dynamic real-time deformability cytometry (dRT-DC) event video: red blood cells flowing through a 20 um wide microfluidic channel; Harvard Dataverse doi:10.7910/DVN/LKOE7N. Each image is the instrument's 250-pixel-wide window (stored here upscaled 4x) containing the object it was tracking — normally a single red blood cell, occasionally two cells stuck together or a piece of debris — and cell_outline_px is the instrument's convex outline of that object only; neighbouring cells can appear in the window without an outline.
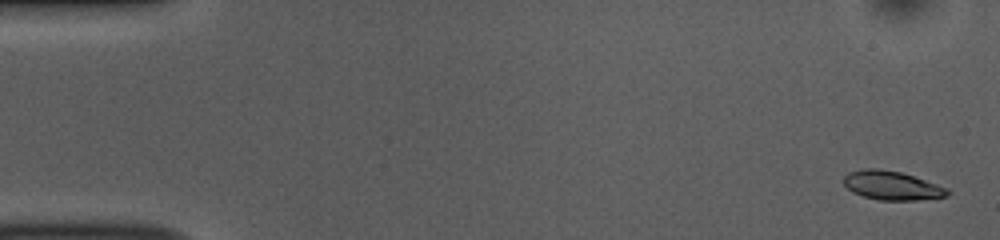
{"species": "common noctule bat (a hibernating species)", "species_latin": "Nyctalus noctula", "temperature_condition": "room temperature", "stored_images_in_passage": 53, "camera_frame_rate_fps": 3000, "um_per_image_px": 0.085, "animal": {"sex": "female", "body_mass_g": 10.0, "forearm_length_mm": 53.1}, "frame": {"image": 1, "passage_image": 2, "time_ms": 0.333, "image_size_px": [1000, 240], "cell_outline_px": [[952, 192], [944, 196], [916, 200], [880, 200], [864, 196], [852, 192], [844, 184], [844, 176], [848, 172], [864, 168], [876, 168], [900, 172], [948, 188]], "centroid_in_image_um": [75.78, 15.76], "position_along_channel_um": 9.2, "area_um2": 17.22}}
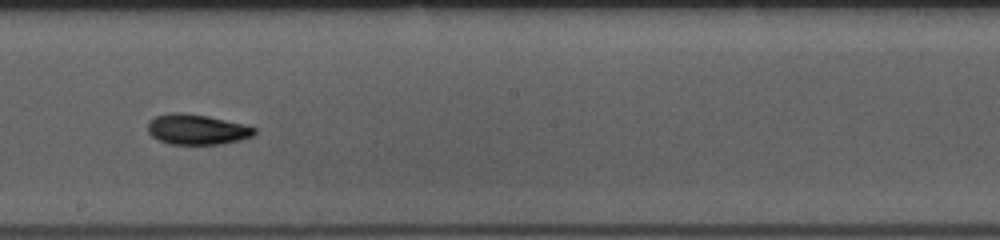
{"frame": {"image": 2, "passage_image": 30, "time_ms": 9.667, "image_size_px": [1000, 240], "cell_outline_px": [[256, 132], [252, 136], [240, 140], [220, 144], [168, 144], [152, 136], [148, 132], [148, 120], [156, 116], [168, 112], [184, 112], [208, 116], [248, 124], [256, 128]], "centroid_in_image_um": [16.75, 10.98], "position_along_channel_um": 231.5, "area_um2": 19.13}}
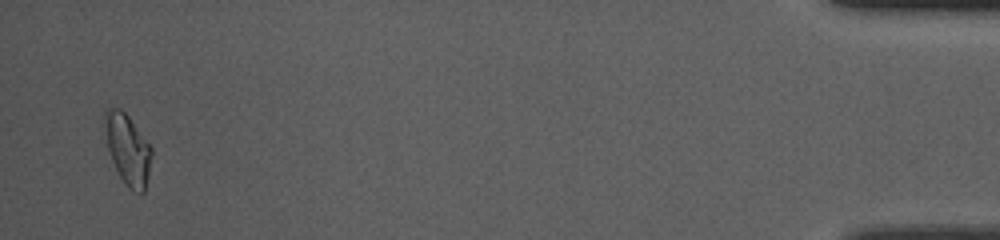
{"frame": {"image": 3, "passage_image": 52, "time_ms": 17.0, "image_size_px": [1000, 240], "cell_outline_px": [[152, 156], [144, 192], [140, 196], [132, 192], [124, 184], [112, 160], [108, 148], [104, 120], [104, 108], [120, 108], [128, 116], [152, 148]], "centroid_in_image_um": [10.86, 12.73], "position_along_channel_um": 424.3, "area_um2": 19.13}, "authors_computed_cell_mechanics": {"area_um2": 18.1492, "velocity_mm_per_s": 3.7641, "shape_relaxation_time_tau1_ms": 3.3041, "shape_relaxation_time_tau2_ms": 3.8188, "deformation_change_tau1": 0.1348, "deformation_change_tau2": 0.0936}}